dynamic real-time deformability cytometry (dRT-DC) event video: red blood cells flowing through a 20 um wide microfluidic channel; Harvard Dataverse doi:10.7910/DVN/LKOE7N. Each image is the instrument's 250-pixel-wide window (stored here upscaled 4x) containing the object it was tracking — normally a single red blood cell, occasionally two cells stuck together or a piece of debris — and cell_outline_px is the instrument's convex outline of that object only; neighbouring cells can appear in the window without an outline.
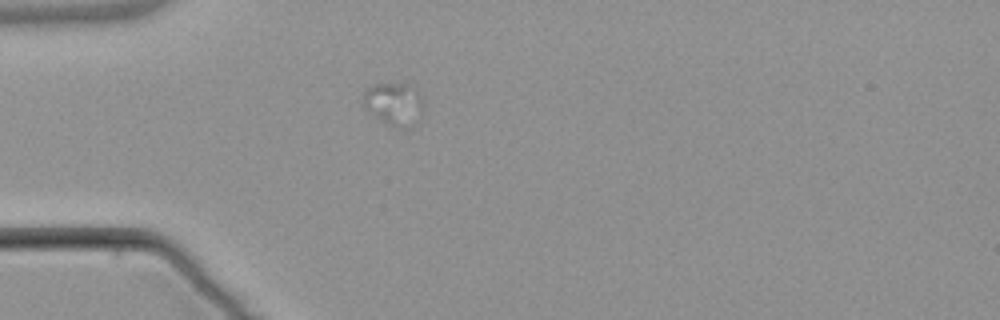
{"species": "common noctule bat (a hibernating species)", "species_latin": "Nyctalus noctula", "temperature_condition": "warm", "stored_images_in_passage": 2, "camera_frame_rate_fps": 3000, "um_per_image_px": 0.085, "animal": {"sex": "male", "body_mass_g": 21.5, "forearm_length_mm": 52.0}, "frame": {"image": 1, "passage_image": 2, "time_ms": 1.0, "image_size_px": [1000, 320], "cell_outline_px": [[424, 104], [412, 128], [404, 128], [392, 124], [368, 112], [364, 108], [364, 92], [372, 84], [412, 84], [416, 88]], "centroid_in_image_um": [33.5, 8.79], "position_along_channel_um": 51.5, "area_um2": 14.62}}